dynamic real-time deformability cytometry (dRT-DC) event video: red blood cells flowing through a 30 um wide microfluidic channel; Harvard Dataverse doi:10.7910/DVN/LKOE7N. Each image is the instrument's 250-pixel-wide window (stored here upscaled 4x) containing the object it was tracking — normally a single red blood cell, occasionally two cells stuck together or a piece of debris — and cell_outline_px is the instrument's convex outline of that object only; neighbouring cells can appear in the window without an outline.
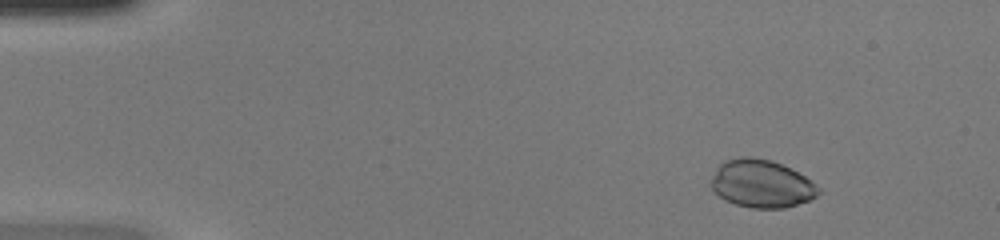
{"species": "common noctule bat (a hibernating species)", "species_latin": "Nyctalus noctula", "temperature_condition": "warm", "stored_images_in_passage": 44, "camera_frame_rate_fps": 3000, "um_per_image_px": 0.085, "animal": {"sex": "female", "body_mass_g": 20.0, "forearm_length_mm": 54.0}, "frame": {"image": 1, "passage_image": 1, "time_ms": 0.0, "image_size_px": [1000, 240], "cell_outline_px": [[820, 192], [816, 196], [808, 200], [784, 208], [752, 208], [736, 204], [724, 200], [708, 184], [708, 180], [716, 168], [724, 160], [740, 156], [752, 156], [772, 160], [804, 176], [816, 184], [820, 188]], "centroid_in_image_um": [64.67, 15.6], "position_along_channel_um": 20.3, "area_um2": 30.06}}
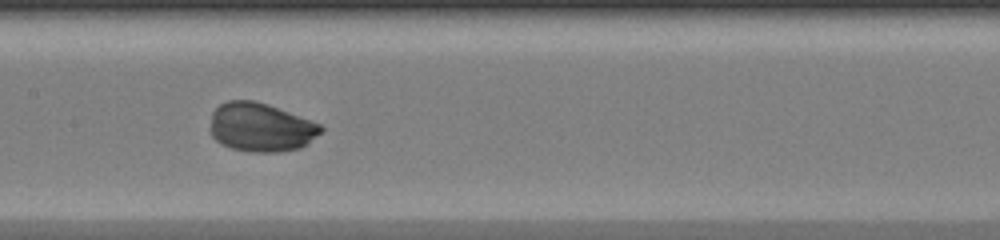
{"frame": {"image": 2, "passage_image": 20, "time_ms": 6.333, "image_size_px": [1000, 240], "cell_outline_px": [[324, 132], [300, 148], [280, 152], [252, 152], [232, 148], [220, 144], [212, 136], [208, 128], [212, 112], [220, 104], [228, 100], [252, 100], [268, 104], [320, 124], [324, 128]], "centroid_in_image_um": [22.15, 10.82], "position_along_channel_um": 185.3, "area_um2": 31.73}}
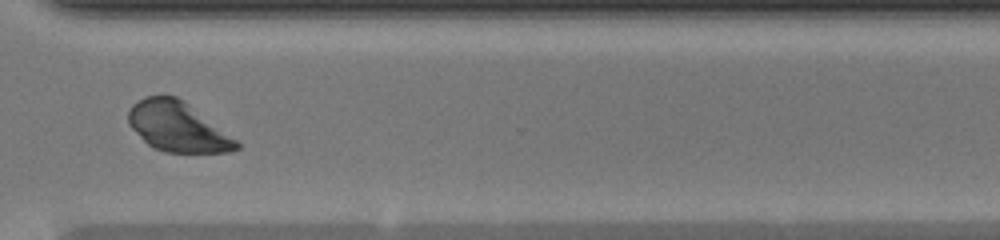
{"frame": {"image": 3, "passage_image": 32, "time_ms": 10.333, "image_size_px": [1000, 240], "cell_outline_px": [[240, 148], [232, 152], [164, 152], [152, 148], [128, 124], [128, 112], [132, 104], [148, 96], [176, 96], [188, 104], [240, 140]], "centroid_in_image_um": [15.15, 10.8], "position_along_channel_um": 355.5, "area_um2": 31.33}}